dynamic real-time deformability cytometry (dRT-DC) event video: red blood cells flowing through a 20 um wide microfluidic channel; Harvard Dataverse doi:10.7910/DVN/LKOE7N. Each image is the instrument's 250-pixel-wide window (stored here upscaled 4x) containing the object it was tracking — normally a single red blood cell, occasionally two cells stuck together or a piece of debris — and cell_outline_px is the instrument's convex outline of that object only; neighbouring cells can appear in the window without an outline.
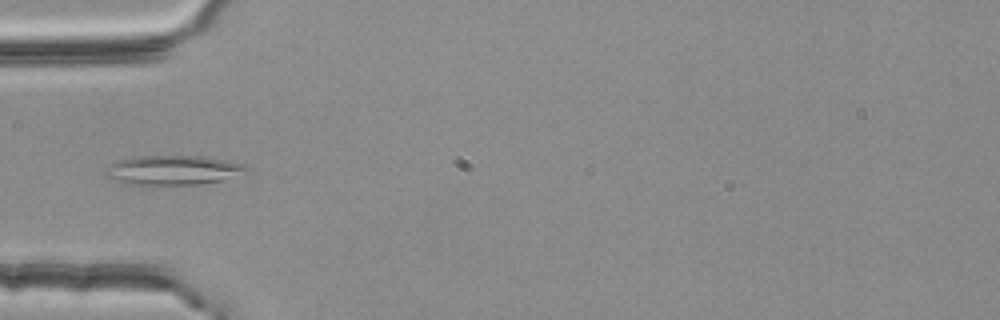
{"species": "common noctule bat (a hibernating species)", "species_latin": "Nyctalus noctula", "temperature_condition": "room temperature", "stored_images_in_passage": 1, "camera_frame_rate_fps": 3000, "um_per_image_px": 0.085, "animal": {"sex": "female", "body_mass_g": 25.1}, "frame": {"image": 1, "passage_image": 1, "time_ms": 0.0, "image_size_px": [1000, 320], "cell_outline_px": [[248, 168], [224, 180], [200, 184], [144, 188], [124, 184], [112, 180], [104, 176], [104, 172], [108, 164], [116, 160], [132, 156], [204, 156], [224, 160], [240, 164]], "centroid_in_image_um": [14.48, 14.51], "position_along_channel_um": 70.5, "area_um2": 25.14}}